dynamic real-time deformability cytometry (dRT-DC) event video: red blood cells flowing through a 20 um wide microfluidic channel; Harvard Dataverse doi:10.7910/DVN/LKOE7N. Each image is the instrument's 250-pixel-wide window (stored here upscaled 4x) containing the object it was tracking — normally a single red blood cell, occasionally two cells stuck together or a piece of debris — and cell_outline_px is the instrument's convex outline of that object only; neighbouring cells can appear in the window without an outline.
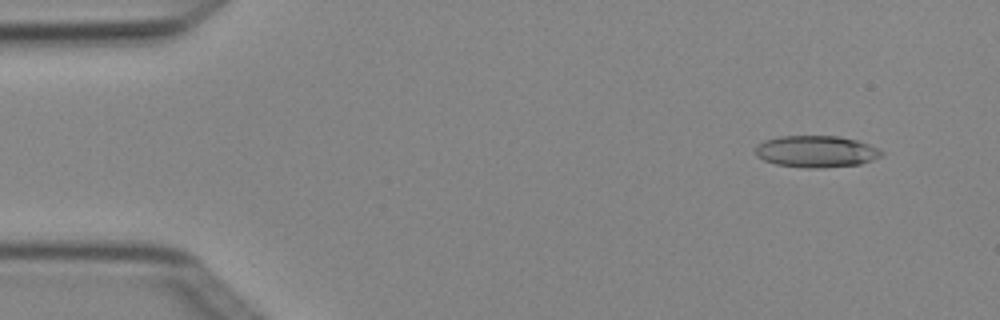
{"species": "Egyptian fruit bat (a non-hibernating species)", "species_latin": "Rousettus aegyptiacus", "temperature_condition": "cold", "stored_images_in_passage": 4, "camera_frame_rate_fps": 3000, "um_per_image_px": 0.085, "animal": {"sex": "female"}, "frame": {"image": 1, "passage_image": 2, "time_ms": 0.333, "image_size_px": [1000, 320], "cell_outline_px": [[884, 156], [860, 164], [824, 168], [804, 168], [776, 164], [764, 160], [756, 156], [756, 148], [764, 140], [780, 136], [840, 136], [856, 140], [868, 144], [884, 152]], "centroid_in_image_um": [69.4, 12.88], "position_along_channel_um": 15.6, "area_um2": 23.35}}